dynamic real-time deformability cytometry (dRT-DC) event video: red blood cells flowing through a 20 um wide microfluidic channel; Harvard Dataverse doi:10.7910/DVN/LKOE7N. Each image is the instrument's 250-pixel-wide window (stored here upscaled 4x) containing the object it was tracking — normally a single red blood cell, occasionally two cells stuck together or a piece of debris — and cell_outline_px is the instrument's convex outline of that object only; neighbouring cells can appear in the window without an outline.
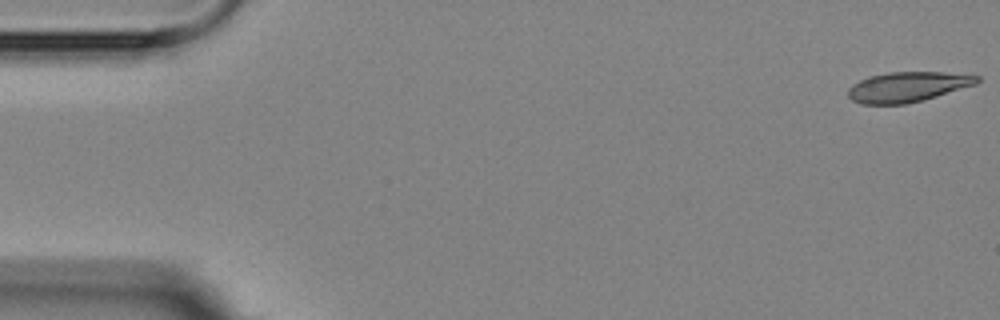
{"species": "Egyptian fruit bat (a non-hibernating species)", "species_latin": "Rousettus aegyptiacus", "temperature_condition": "room temperature", "stored_images_in_passage": 7, "camera_frame_rate_fps": 3000, "um_per_image_px": 0.085, "animal": {"sex": "female"}, "frame": {"image": 1, "passage_image": 1, "time_ms": 0.0, "image_size_px": [1000, 320], "cell_outline_px": [[980, 80], [976, 84], [924, 100], [904, 104], [860, 104], [852, 100], [848, 96], [848, 88], [852, 84], [868, 76], [888, 72], [944, 72], [980, 76]], "centroid_in_image_um": [77.12, 7.38], "position_along_channel_um": 7.9, "area_um2": 22.66}}
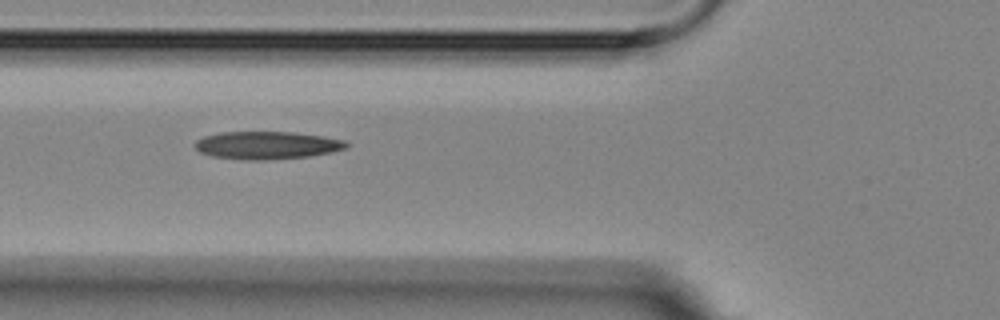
{"frame": {"image": 2, "passage_image": 6, "time_ms": 6.333, "image_size_px": [1000, 320], "cell_outline_px": [[348, 148], [332, 152], [308, 156], [264, 160], [248, 160], [212, 156], [200, 152], [196, 148], [196, 140], [204, 136], [220, 132], [296, 132], [324, 136], [344, 140], [348, 144]], "centroid_in_image_um": [22.71, 12.34], "position_along_channel_um": 103.1, "area_um2": 24.45}}
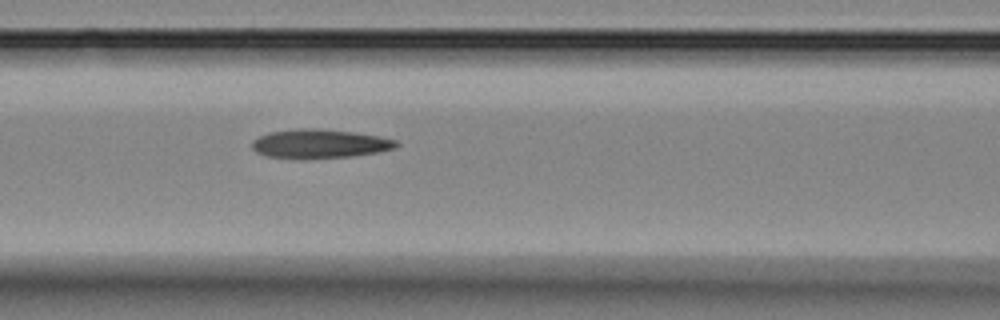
{"frame": {"image": 3, "passage_image": 7, "time_ms": 7.333, "image_size_px": [1000, 320], "cell_outline_px": [[400, 144], [396, 148], [376, 152], [352, 156], [304, 160], [300, 160], [264, 156], [256, 152], [252, 148], [252, 140], [268, 132], [300, 128], [316, 128], [352, 132], [380, 136], [396, 140]], "centroid_in_image_um": [27.13, 12.24], "position_along_channel_um": 139.5, "area_um2": 24.8}}